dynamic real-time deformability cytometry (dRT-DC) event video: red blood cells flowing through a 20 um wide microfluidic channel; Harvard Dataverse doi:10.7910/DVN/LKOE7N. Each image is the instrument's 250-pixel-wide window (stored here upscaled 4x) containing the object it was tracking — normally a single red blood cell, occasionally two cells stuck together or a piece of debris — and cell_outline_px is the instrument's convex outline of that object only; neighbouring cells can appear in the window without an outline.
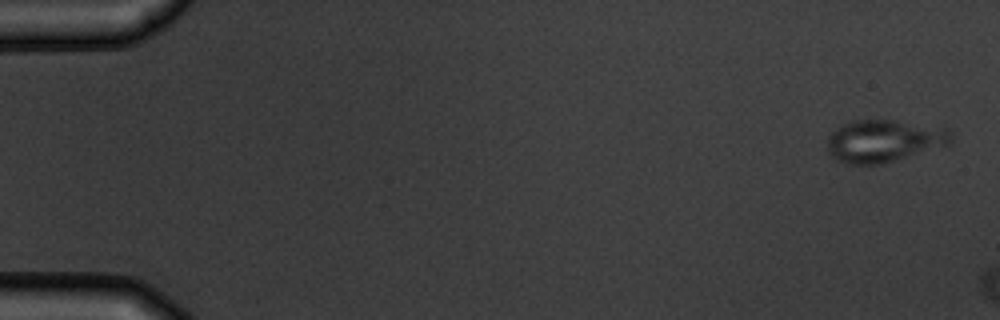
{"species": "common noctule bat (a hibernating species)", "species_latin": "Nyctalus noctula", "temperature_condition": "warm", "stored_images_in_passage": 3, "segment_of_instrument_passage": [1, 2], "camera_frame_rate_fps": 3000, "um_per_image_px": 0.085, "animal": {"sex": "male", "body_mass_g": 19.5, "forearm_length_mm": 54.6}, "frame": {"image": 1, "passage_image": 1, "time_ms": 0.0, "image_size_px": [1000, 320], "cell_outline_px": [[952, 144], [892, 160], [876, 164], [848, 164], [836, 160], [828, 152], [828, 140], [832, 132], [840, 124], [852, 120], [896, 120], [944, 128], [952, 132]], "centroid_in_image_um": [75.12, 11.96], "position_along_channel_um": 9.9, "area_um2": 30.29}}